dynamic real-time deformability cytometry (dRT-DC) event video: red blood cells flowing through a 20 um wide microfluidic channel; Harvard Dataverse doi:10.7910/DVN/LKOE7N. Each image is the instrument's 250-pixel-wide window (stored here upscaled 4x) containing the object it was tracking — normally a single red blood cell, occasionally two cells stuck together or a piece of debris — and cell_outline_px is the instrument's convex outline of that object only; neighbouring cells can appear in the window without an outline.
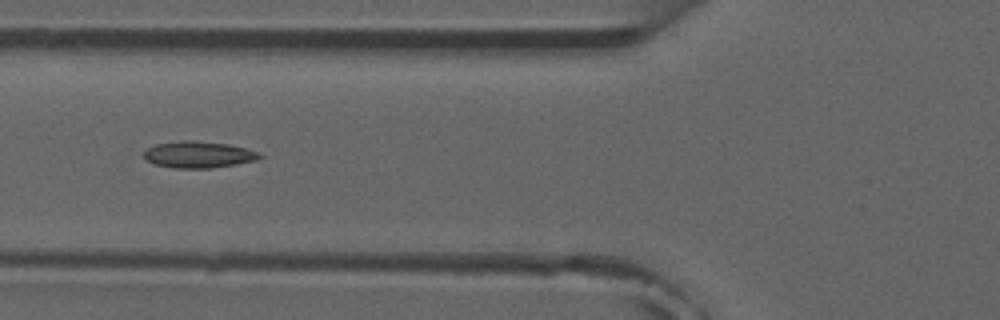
{"species": "common noctule bat (a hibernating species)", "species_latin": "Nyctalus noctula", "temperature_condition": "room temperature", "stored_images_in_passage": 8, "camera_frame_rate_fps": 3000, "um_per_image_px": 0.085, "animal": {"sex": "male", "forearm_length_mm": 52.5}, "frame": {"image": 1, "passage_image": 6, "time_ms": 5.667, "image_size_px": [1000, 320], "cell_outline_px": [[264, 156], [256, 160], [236, 164], [212, 168], [176, 168], [156, 164], [148, 160], [144, 156], [144, 148], [156, 144], [180, 140], [192, 140], [228, 144], [244, 148], [256, 152]], "centroid_in_image_um": [16.84, 13.13], "position_along_channel_um": 109.0, "area_um2": 17.8}}
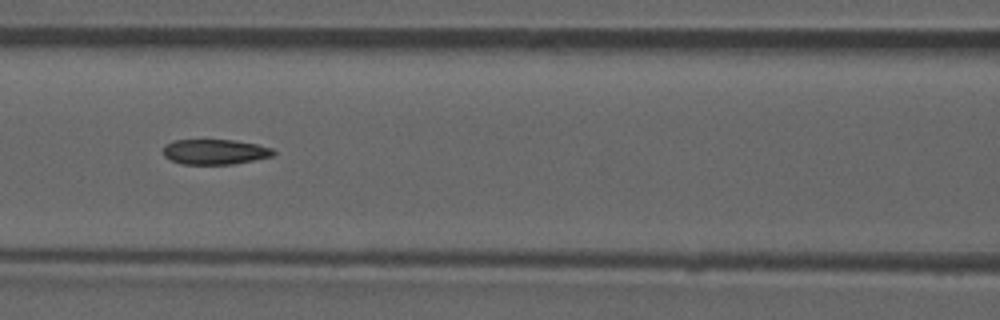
{"frame": {"image": 2, "passage_image": 7, "time_ms": 6.667, "image_size_px": [1000, 320], "cell_outline_px": [[276, 152], [272, 156], [232, 164], [180, 164], [164, 156], [164, 144], [172, 140], [232, 140], [256, 144], [272, 148]], "centroid_in_image_um": [18.24, 12.9], "position_along_channel_um": 148.4, "area_um2": 16.07}}